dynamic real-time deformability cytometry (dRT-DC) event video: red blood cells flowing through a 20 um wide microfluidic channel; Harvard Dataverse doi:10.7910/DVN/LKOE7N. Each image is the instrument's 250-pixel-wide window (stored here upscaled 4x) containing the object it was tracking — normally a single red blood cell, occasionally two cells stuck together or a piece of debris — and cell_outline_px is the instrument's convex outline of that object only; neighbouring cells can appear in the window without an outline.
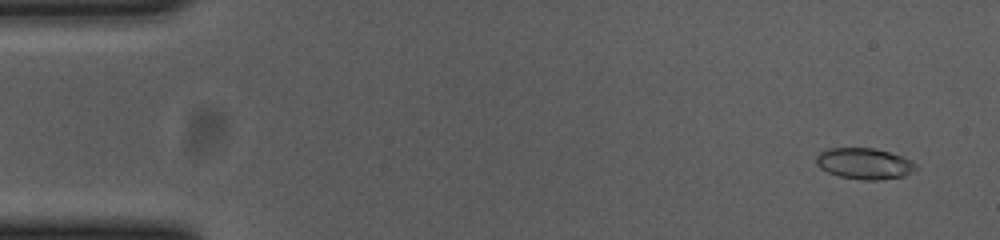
{"species": "common noctule bat (a hibernating species)", "species_latin": "Nyctalus noctula", "temperature_condition": "cold", "stored_images_in_passage": 55, "camera_frame_rate_fps": 3000, "um_per_image_px": 0.085, "animal": {"sex": "female", "body_mass_g": 23.0, "forearm_length_mm": 53.4}, "frame": {"image": 1, "passage_image": 3, "time_ms": 0.667, "image_size_px": [1000, 240], "cell_outline_px": [[916, 168], [912, 172], [904, 176], [880, 180], [864, 180], [840, 176], [828, 172], [820, 168], [816, 164], [816, 156], [820, 152], [828, 148], [876, 148], [912, 160], [916, 164]], "centroid_in_image_um": [73.46, 13.9], "position_along_channel_um": 11.5, "area_um2": 18.03}}
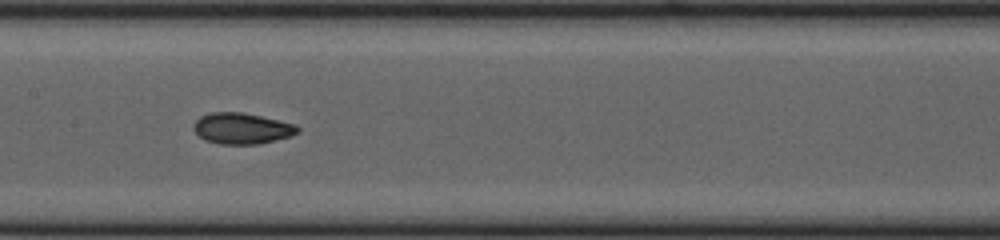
{"frame": {"image": 2, "passage_image": 27, "time_ms": 8.667, "image_size_px": [1000, 240], "cell_outline_px": [[300, 128], [292, 136], [256, 144], [220, 144], [204, 140], [192, 128], [196, 120], [200, 116], [212, 112], [244, 112], [296, 124]], "centroid_in_image_um": [20.55, 10.91], "position_along_channel_um": 186.9, "area_um2": 18.79}}
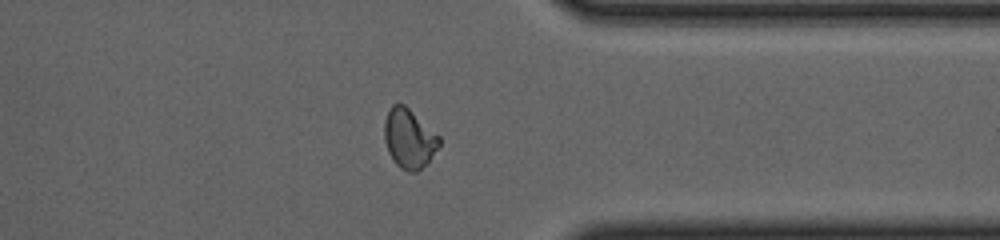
{"frame": {"image": 3, "passage_image": 43, "time_ms": 14.0, "image_size_px": [1000, 240], "cell_outline_px": [[440, 144], [428, 160], [416, 172], [408, 172], [400, 168], [396, 164], [388, 152], [384, 140], [384, 120], [392, 104], [404, 104], [440, 136]], "centroid_in_image_um": [34.74, 11.77], "position_along_channel_um": 376.7, "area_um2": 18.79}, "authors_computed_cell_mechanics": {"area_um2": 18.496, "velocity_mm_per_s": 3.6881, "shape_relaxation_time_tau1_ms": 4.2895, "shape_relaxation_time_tau2_ms": 2.0728, "deformation_change_tau1": 0.1578, "deformation_change_tau2": 0.0745}}